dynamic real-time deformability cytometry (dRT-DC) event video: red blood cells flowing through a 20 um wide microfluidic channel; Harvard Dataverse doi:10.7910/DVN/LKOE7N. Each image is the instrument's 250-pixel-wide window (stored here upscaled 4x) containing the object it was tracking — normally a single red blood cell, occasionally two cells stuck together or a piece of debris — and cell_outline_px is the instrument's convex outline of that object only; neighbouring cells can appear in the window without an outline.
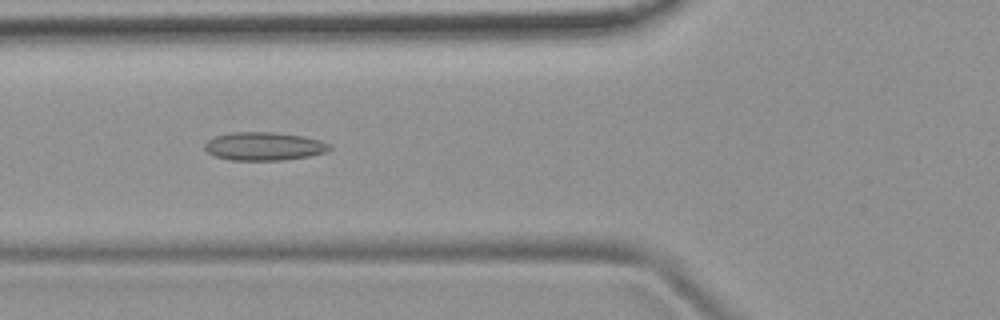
{"species": "common noctule bat (a hibernating species)", "species_latin": "Nyctalus noctula", "temperature_condition": "room temperature", "stored_images_in_passage": 44, "camera_frame_rate_fps": 3000, "um_per_image_px": 0.085, "animal": {"sex": "female", "body_mass_g": 19.9}, "frame": {"image": 1, "passage_image": 12, "time_ms": 3.667, "image_size_px": [1000, 320], "cell_outline_px": [[332, 148], [328, 152], [308, 156], [284, 160], [232, 160], [216, 156], [208, 152], [204, 148], [204, 144], [208, 140], [216, 136], [232, 132], [272, 132], [304, 136], [320, 140], [332, 144]], "centroid_in_image_um": [22.49, 12.43], "position_along_channel_um": 103.3, "area_um2": 20.63}}
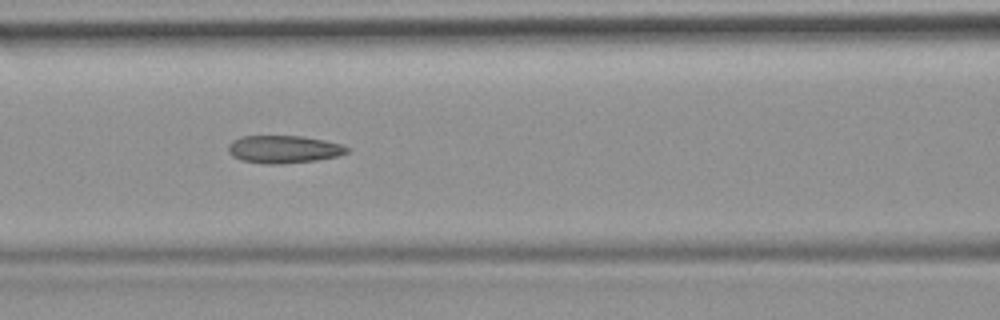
{"frame": {"image": 2, "passage_image": 15, "time_ms": 4.667, "image_size_px": [1000, 320], "cell_outline_px": [[348, 152], [336, 156], [316, 160], [276, 164], [268, 164], [240, 160], [232, 156], [228, 152], [228, 144], [232, 140], [240, 136], [304, 136], [324, 140], [340, 144], [348, 148]], "centroid_in_image_um": [24.06, 12.68], "position_along_channel_um": 142.5, "area_um2": 19.07}}
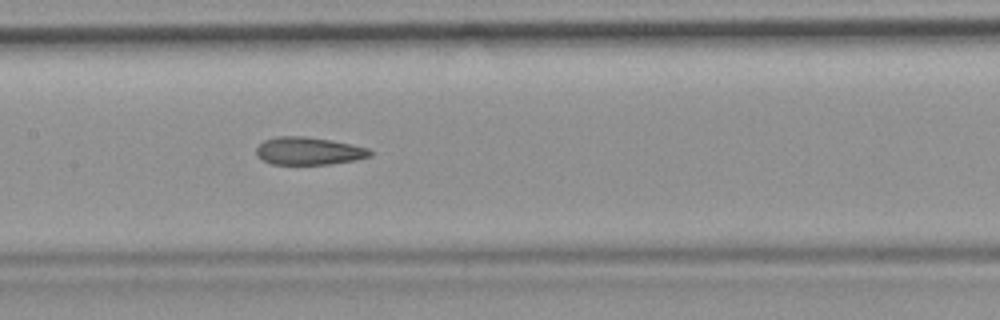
{"frame": {"image": 3, "passage_image": 18, "time_ms": 5.667, "image_size_px": [1000, 320], "cell_outline_px": [[372, 156], [356, 160], [332, 164], [272, 164], [256, 156], [256, 148], [264, 140], [276, 136], [304, 136], [328, 140], [368, 148], [372, 152]], "centroid_in_image_um": [26.22, 12.84], "position_along_channel_um": 181.2, "area_um2": 18.26}, "authors_computed_cell_mechanics": {"area_um2": 19.074, "velocity_mm_per_s": 3.8853, "shape_relaxation_time_tau1_ms": null, "shape_relaxation_time_tau2_ms": 3.853, "deformation_change_tau1": null, "deformation_change_tau2": 0.1331}}